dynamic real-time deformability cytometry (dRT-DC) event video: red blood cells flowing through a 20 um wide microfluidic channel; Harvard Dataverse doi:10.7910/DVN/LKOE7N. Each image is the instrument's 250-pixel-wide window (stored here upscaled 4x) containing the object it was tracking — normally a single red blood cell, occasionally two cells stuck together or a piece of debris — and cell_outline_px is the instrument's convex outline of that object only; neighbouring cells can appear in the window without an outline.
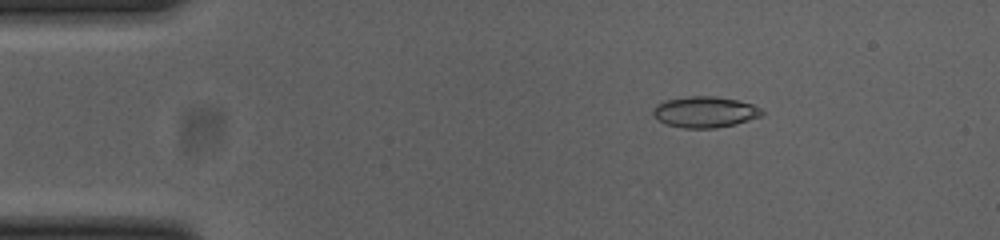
{"species": "common noctule bat (a hibernating species)", "species_latin": "Nyctalus noctula", "temperature_condition": "cold", "stored_images_in_passage": 52, "camera_frame_rate_fps": 3000, "um_per_image_px": 0.085, "animal": {"sex": "female", "body_mass_g": 23.0, "forearm_length_mm": 53.4}, "frame": {"image": 1, "passage_image": 8, "time_ms": 2.333, "image_size_px": [1000, 240], "cell_outline_px": [[764, 116], [736, 124], [716, 128], [684, 128], [664, 124], [652, 116], [652, 108], [656, 104], [664, 100], [688, 96], [716, 96], [736, 100], [752, 104], [760, 108], [764, 112]], "centroid_in_image_um": [59.89, 9.52], "position_along_channel_um": 25.1, "area_um2": 20.06}}
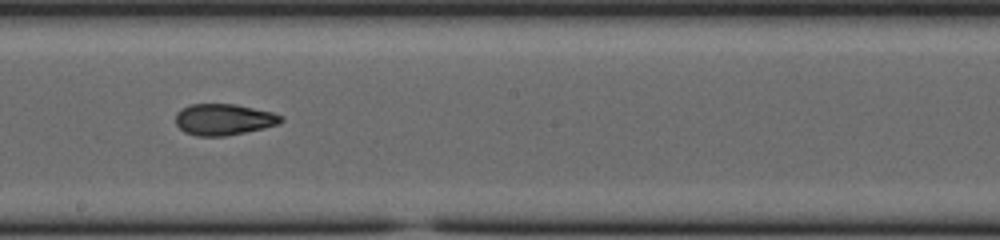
{"frame": {"image": 2, "passage_image": 29, "time_ms": 9.333, "image_size_px": [1000, 240], "cell_outline_px": [[284, 120], [280, 124], [264, 128], [224, 136], [196, 136], [184, 132], [176, 124], [176, 112], [180, 108], [188, 104], [236, 104], [272, 112], [284, 116]], "centroid_in_image_um": [19.02, 10.15], "position_along_channel_um": 229.2, "area_um2": 19.42}}
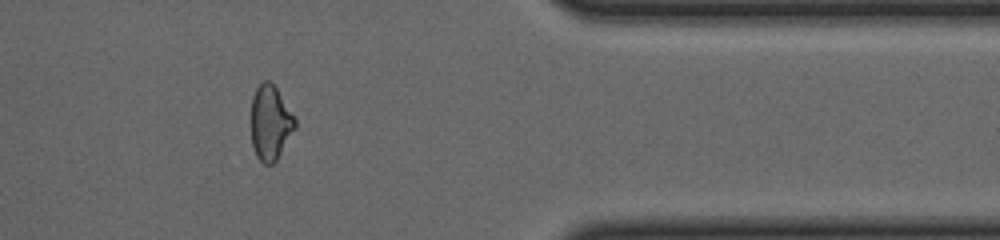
{"frame": {"image": 3, "passage_image": 43, "time_ms": 14.0, "image_size_px": [1000, 240], "cell_outline_px": [[296, 128], [276, 160], [272, 164], [264, 164], [256, 156], [252, 144], [252, 96], [256, 88], [264, 80], [268, 80], [276, 88], [296, 120]], "centroid_in_image_um": [22.98, 10.45], "position_along_channel_um": 388.4, "area_um2": 18.84}, "authors_computed_cell_mechanics": {"area_um2": 19.652, "velocity_mm_per_s": 3.8672, "shape_relaxation_time_tau1_ms": null, "shape_relaxation_time_tau2_ms": 2.9004, "deformation_change_tau1": null, "deformation_change_tau2": 0.1038}}